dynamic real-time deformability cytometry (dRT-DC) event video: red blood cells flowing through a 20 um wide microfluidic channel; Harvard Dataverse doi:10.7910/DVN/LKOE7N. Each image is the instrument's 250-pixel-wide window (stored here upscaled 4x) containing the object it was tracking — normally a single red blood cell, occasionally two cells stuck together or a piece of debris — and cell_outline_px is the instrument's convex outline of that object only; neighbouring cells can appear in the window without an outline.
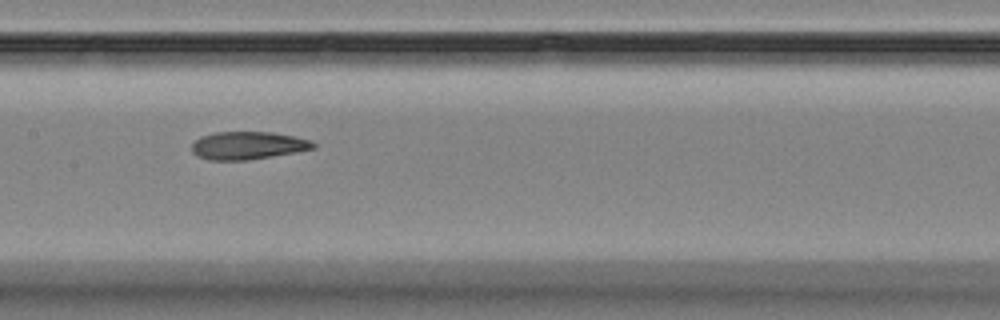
{"species": "Egyptian fruit bat (a non-hibernating species)", "species_latin": "Rousettus aegyptiacus", "temperature_condition": "room temperature", "stored_images_in_passage": 15, "camera_frame_rate_fps": 3000, "um_per_image_px": 0.085, "animal": {"sex": "female"}, "frame": {"image": 1, "passage_image": 8, "time_ms": 8.333, "image_size_px": [1000, 320], "cell_outline_px": [[316, 148], [296, 152], [248, 160], [208, 160], [196, 156], [192, 152], [192, 144], [200, 136], [216, 132], [272, 132], [296, 136], [312, 140], [316, 144]], "centroid_in_image_um": [21.08, 12.36], "position_along_channel_um": 186.3, "area_um2": 19.88}}
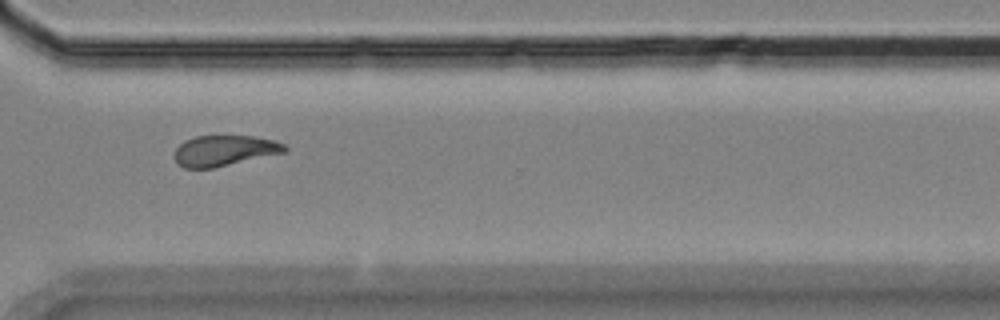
{"frame": {"image": 2, "passage_image": 12, "time_ms": 13.0, "image_size_px": [1000, 320], "cell_outline_px": [[288, 148], [284, 152], [212, 168], [184, 168], [172, 156], [176, 148], [184, 140], [196, 136], [252, 136], [276, 140], [284, 144]], "centroid_in_image_um": [19.04, 12.79], "position_along_channel_um": 351.6, "area_um2": 19.54}}
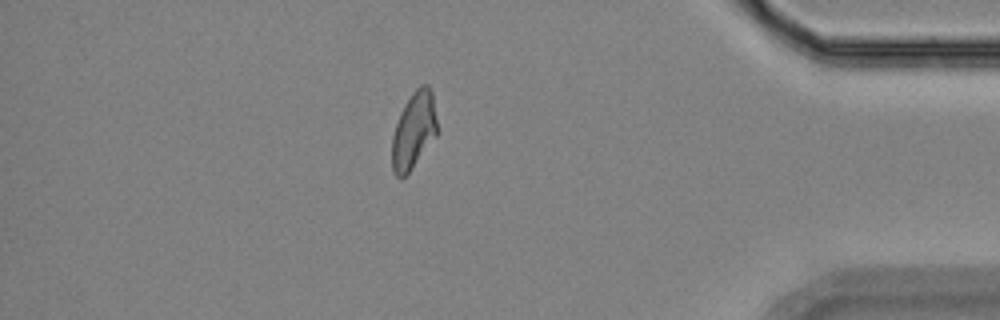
{"frame": {"image": 3, "passage_image": 14, "time_ms": 15.333, "image_size_px": [1000, 320], "cell_outline_px": [[436, 136], [408, 172], [400, 180], [396, 176], [392, 168], [392, 136], [400, 112], [412, 92], [420, 84], [428, 84], [432, 92], [436, 120]], "centroid_in_image_um": [35.15, 11.07], "position_along_channel_um": 400.1, "area_um2": 19.88}}